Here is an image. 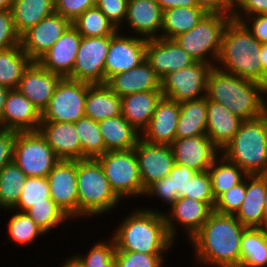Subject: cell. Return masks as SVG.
<instances>
[{"instance_id":"1","label":"cell","mask_w":267,"mask_h":267,"mask_svg":"<svg viewBox=\"0 0 267 267\" xmlns=\"http://www.w3.org/2000/svg\"><path fill=\"white\" fill-rule=\"evenodd\" d=\"M246 229L234 215L213 210L189 240L196 262L205 267H240L241 237Z\"/></svg>"},{"instance_id":"2","label":"cell","mask_w":267,"mask_h":267,"mask_svg":"<svg viewBox=\"0 0 267 267\" xmlns=\"http://www.w3.org/2000/svg\"><path fill=\"white\" fill-rule=\"evenodd\" d=\"M115 230L111 236L115 251L164 255L175 244L168 234L164 214L150 207L136 208Z\"/></svg>"},{"instance_id":"3","label":"cell","mask_w":267,"mask_h":267,"mask_svg":"<svg viewBox=\"0 0 267 267\" xmlns=\"http://www.w3.org/2000/svg\"><path fill=\"white\" fill-rule=\"evenodd\" d=\"M206 97L224 105L243 120L264 115L265 86L213 66L207 79Z\"/></svg>"},{"instance_id":"4","label":"cell","mask_w":267,"mask_h":267,"mask_svg":"<svg viewBox=\"0 0 267 267\" xmlns=\"http://www.w3.org/2000/svg\"><path fill=\"white\" fill-rule=\"evenodd\" d=\"M261 47L262 44L241 21L231 18L224 28L215 67L240 78L263 84Z\"/></svg>"},{"instance_id":"5","label":"cell","mask_w":267,"mask_h":267,"mask_svg":"<svg viewBox=\"0 0 267 267\" xmlns=\"http://www.w3.org/2000/svg\"><path fill=\"white\" fill-rule=\"evenodd\" d=\"M221 154L246 174H267V117L244 120Z\"/></svg>"},{"instance_id":"6","label":"cell","mask_w":267,"mask_h":267,"mask_svg":"<svg viewBox=\"0 0 267 267\" xmlns=\"http://www.w3.org/2000/svg\"><path fill=\"white\" fill-rule=\"evenodd\" d=\"M77 191L79 219L108 214L122 201L112 190L97 159L77 160Z\"/></svg>"},{"instance_id":"7","label":"cell","mask_w":267,"mask_h":267,"mask_svg":"<svg viewBox=\"0 0 267 267\" xmlns=\"http://www.w3.org/2000/svg\"><path fill=\"white\" fill-rule=\"evenodd\" d=\"M231 18V15L208 13L191 30L181 33L173 39L196 62L215 66L221 48L224 28Z\"/></svg>"},{"instance_id":"8","label":"cell","mask_w":267,"mask_h":267,"mask_svg":"<svg viewBox=\"0 0 267 267\" xmlns=\"http://www.w3.org/2000/svg\"><path fill=\"white\" fill-rule=\"evenodd\" d=\"M97 160L112 190L121 200L140 195L144 197L146 190L143 188L134 149L107 151Z\"/></svg>"},{"instance_id":"9","label":"cell","mask_w":267,"mask_h":267,"mask_svg":"<svg viewBox=\"0 0 267 267\" xmlns=\"http://www.w3.org/2000/svg\"><path fill=\"white\" fill-rule=\"evenodd\" d=\"M59 160L39 131H17L13 161L27 177H47Z\"/></svg>"},{"instance_id":"10","label":"cell","mask_w":267,"mask_h":267,"mask_svg":"<svg viewBox=\"0 0 267 267\" xmlns=\"http://www.w3.org/2000/svg\"><path fill=\"white\" fill-rule=\"evenodd\" d=\"M88 88L89 83L62 78L42 113V121L75 123L85 117Z\"/></svg>"},{"instance_id":"11","label":"cell","mask_w":267,"mask_h":267,"mask_svg":"<svg viewBox=\"0 0 267 267\" xmlns=\"http://www.w3.org/2000/svg\"><path fill=\"white\" fill-rule=\"evenodd\" d=\"M212 64L195 62L181 70L166 74L161 79L163 97L183 102L206 96L207 79Z\"/></svg>"},{"instance_id":"12","label":"cell","mask_w":267,"mask_h":267,"mask_svg":"<svg viewBox=\"0 0 267 267\" xmlns=\"http://www.w3.org/2000/svg\"><path fill=\"white\" fill-rule=\"evenodd\" d=\"M110 36L82 37L72 73L67 77L89 84H105V61Z\"/></svg>"},{"instance_id":"13","label":"cell","mask_w":267,"mask_h":267,"mask_svg":"<svg viewBox=\"0 0 267 267\" xmlns=\"http://www.w3.org/2000/svg\"><path fill=\"white\" fill-rule=\"evenodd\" d=\"M117 30L110 36L109 51L105 61V83L114 75L139 66L146 58L147 39ZM133 35V36H131Z\"/></svg>"},{"instance_id":"14","label":"cell","mask_w":267,"mask_h":267,"mask_svg":"<svg viewBox=\"0 0 267 267\" xmlns=\"http://www.w3.org/2000/svg\"><path fill=\"white\" fill-rule=\"evenodd\" d=\"M50 198L68 216L78 218L77 160L60 159L49 172Z\"/></svg>"},{"instance_id":"15","label":"cell","mask_w":267,"mask_h":267,"mask_svg":"<svg viewBox=\"0 0 267 267\" xmlns=\"http://www.w3.org/2000/svg\"><path fill=\"white\" fill-rule=\"evenodd\" d=\"M143 188L168 176L175 165L171 145L150 144L140 139L134 147Z\"/></svg>"},{"instance_id":"16","label":"cell","mask_w":267,"mask_h":267,"mask_svg":"<svg viewBox=\"0 0 267 267\" xmlns=\"http://www.w3.org/2000/svg\"><path fill=\"white\" fill-rule=\"evenodd\" d=\"M170 212L161 211L165 217L168 234L175 241L176 228L183 227L188 239L202 227L213 209L206 203L186 197H179L169 208ZM178 226H176L177 224Z\"/></svg>"},{"instance_id":"17","label":"cell","mask_w":267,"mask_h":267,"mask_svg":"<svg viewBox=\"0 0 267 267\" xmlns=\"http://www.w3.org/2000/svg\"><path fill=\"white\" fill-rule=\"evenodd\" d=\"M160 80L168 73L193 65L196 61L174 39H147L146 58Z\"/></svg>"},{"instance_id":"18","label":"cell","mask_w":267,"mask_h":267,"mask_svg":"<svg viewBox=\"0 0 267 267\" xmlns=\"http://www.w3.org/2000/svg\"><path fill=\"white\" fill-rule=\"evenodd\" d=\"M70 25L68 19L57 13L43 18L20 37L23 51L32 61H37Z\"/></svg>"},{"instance_id":"19","label":"cell","mask_w":267,"mask_h":267,"mask_svg":"<svg viewBox=\"0 0 267 267\" xmlns=\"http://www.w3.org/2000/svg\"><path fill=\"white\" fill-rule=\"evenodd\" d=\"M62 78L59 74L43 68L37 61H32L24 70L17 90L42 114Z\"/></svg>"},{"instance_id":"20","label":"cell","mask_w":267,"mask_h":267,"mask_svg":"<svg viewBox=\"0 0 267 267\" xmlns=\"http://www.w3.org/2000/svg\"><path fill=\"white\" fill-rule=\"evenodd\" d=\"M175 164H182L196 172L208 171L221 151L207 135L176 138L171 144Z\"/></svg>"},{"instance_id":"21","label":"cell","mask_w":267,"mask_h":267,"mask_svg":"<svg viewBox=\"0 0 267 267\" xmlns=\"http://www.w3.org/2000/svg\"><path fill=\"white\" fill-rule=\"evenodd\" d=\"M179 114L180 103L162 97L150 122L141 132V139L150 144L171 145L176 139Z\"/></svg>"},{"instance_id":"22","label":"cell","mask_w":267,"mask_h":267,"mask_svg":"<svg viewBox=\"0 0 267 267\" xmlns=\"http://www.w3.org/2000/svg\"><path fill=\"white\" fill-rule=\"evenodd\" d=\"M42 121L40 111L17 89L9 90L0 129L15 131H38Z\"/></svg>"},{"instance_id":"23","label":"cell","mask_w":267,"mask_h":267,"mask_svg":"<svg viewBox=\"0 0 267 267\" xmlns=\"http://www.w3.org/2000/svg\"><path fill=\"white\" fill-rule=\"evenodd\" d=\"M80 44L81 35L71 24L37 62L52 73L68 77L73 71Z\"/></svg>"},{"instance_id":"24","label":"cell","mask_w":267,"mask_h":267,"mask_svg":"<svg viewBox=\"0 0 267 267\" xmlns=\"http://www.w3.org/2000/svg\"><path fill=\"white\" fill-rule=\"evenodd\" d=\"M162 16L163 11L155 0H129L124 23L137 37L155 39L160 38Z\"/></svg>"},{"instance_id":"25","label":"cell","mask_w":267,"mask_h":267,"mask_svg":"<svg viewBox=\"0 0 267 267\" xmlns=\"http://www.w3.org/2000/svg\"><path fill=\"white\" fill-rule=\"evenodd\" d=\"M38 131L59 159L81 160V144L74 123L41 121Z\"/></svg>"},{"instance_id":"26","label":"cell","mask_w":267,"mask_h":267,"mask_svg":"<svg viewBox=\"0 0 267 267\" xmlns=\"http://www.w3.org/2000/svg\"><path fill=\"white\" fill-rule=\"evenodd\" d=\"M106 84L119 97L137 92L161 90V80L146 60L129 71L112 76Z\"/></svg>"},{"instance_id":"27","label":"cell","mask_w":267,"mask_h":267,"mask_svg":"<svg viewBox=\"0 0 267 267\" xmlns=\"http://www.w3.org/2000/svg\"><path fill=\"white\" fill-rule=\"evenodd\" d=\"M243 121L224 105L207 98L206 135L220 151L232 140Z\"/></svg>"},{"instance_id":"28","label":"cell","mask_w":267,"mask_h":267,"mask_svg":"<svg viewBox=\"0 0 267 267\" xmlns=\"http://www.w3.org/2000/svg\"><path fill=\"white\" fill-rule=\"evenodd\" d=\"M265 174L246 176V194L234 215L247 228H263Z\"/></svg>"},{"instance_id":"29","label":"cell","mask_w":267,"mask_h":267,"mask_svg":"<svg viewBox=\"0 0 267 267\" xmlns=\"http://www.w3.org/2000/svg\"><path fill=\"white\" fill-rule=\"evenodd\" d=\"M162 97L161 90L125 95L121 97V115L141 133L150 122Z\"/></svg>"},{"instance_id":"30","label":"cell","mask_w":267,"mask_h":267,"mask_svg":"<svg viewBox=\"0 0 267 267\" xmlns=\"http://www.w3.org/2000/svg\"><path fill=\"white\" fill-rule=\"evenodd\" d=\"M98 127L103 137L105 152L134 149L141 139V133L122 115L98 121Z\"/></svg>"},{"instance_id":"31","label":"cell","mask_w":267,"mask_h":267,"mask_svg":"<svg viewBox=\"0 0 267 267\" xmlns=\"http://www.w3.org/2000/svg\"><path fill=\"white\" fill-rule=\"evenodd\" d=\"M121 115V97L105 84H89L85 101V116L94 121Z\"/></svg>"},{"instance_id":"32","label":"cell","mask_w":267,"mask_h":267,"mask_svg":"<svg viewBox=\"0 0 267 267\" xmlns=\"http://www.w3.org/2000/svg\"><path fill=\"white\" fill-rule=\"evenodd\" d=\"M11 15L14 28L21 37L43 18L55 13L54 0H13Z\"/></svg>"},{"instance_id":"33","label":"cell","mask_w":267,"mask_h":267,"mask_svg":"<svg viewBox=\"0 0 267 267\" xmlns=\"http://www.w3.org/2000/svg\"><path fill=\"white\" fill-rule=\"evenodd\" d=\"M207 97L180 102L176 138L206 135Z\"/></svg>"},{"instance_id":"34","label":"cell","mask_w":267,"mask_h":267,"mask_svg":"<svg viewBox=\"0 0 267 267\" xmlns=\"http://www.w3.org/2000/svg\"><path fill=\"white\" fill-rule=\"evenodd\" d=\"M208 12L201 7H176L163 11L160 37L173 39L195 27Z\"/></svg>"},{"instance_id":"35","label":"cell","mask_w":267,"mask_h":267,"mask_svg":"<svg viewBox=\"0 0 267 267\" xmlns=\"http://www.w3.org/2000/svg\"><path fill=\"white\" fill-rule=\"evenodd\" d=\"M31 62L21 44L0 50V85L10 90L17 89L24 70Z\"/></svg>"},{"instance_id":"36","label":"cell","mask_w":267,"mask_h":267,"mask_svg":"<svg viewBox=\"0 0 267 267\" xmlns=\"http://www.w3.org/2000/svg\"><path fill=\"white\" fill-rule=\"evenodd\" d=\"M240 267H267V229L247 228L244 231Z\"/></svg>"},{"instance_id":"37","label":"cell","mask_w":267,"mask_h":267,"mask_svg":"<svg viewBox=\"0 0 267 267\" xmlns=\"http://www.w3.org/2000/svg\"><path fill=\"white\" fill-rule=\"evenodd\" d=\"M212 193L216 200L221 194L241 183L246 174L238 165L219 155L208 169Z\"/></svg>"},{"instance_id":"38","label":"cell","mask_w":267,"mask_h":267,"mask_svg":"<svg viewBox=\"0 0 267 267\" xmlns=\"http://www.w3.org/2000/svg\"><path fill=\"white\" fill-rule=\"evenodd\" d=\"M26 179L14 161L0 170V208L10 211L16 206Z\"/></svg>"},{"instance_id":"39","label":"cell","mask_w":267,"mask_h":267,"mask_svg":"<svg viewBox=\"0 0 267 267\" xmlns=\"http://www.w3.org/2000/svg\"><path fill=\"white\" fill-rule=\"evenodd\" d=\"M74 124L81 144V160L102 156L105 153V145L98 122L85 116Z\"/></svg>"},{"instance_id":"40","label":"cell","mask_w":267,"mask_h":267,"mask_svg":"<svg viewBox=\"0 0 267 267\" xmlns=\"http://www.w3.org/2000/svg\"><path fill=\"white\" fill-rule=\"evenodd\" d=\"M71 24L82 37L112 36L118 30L97 6L88 8Z\"/></svg>"},{"instance_id":"41","label":"cell","mask_w":267,"mask_h":267,"mask_svg":"<svg viewBox=\"0 0 267 267\" xmlns=\"http://www.w3.org/2000/svg\"><path fill=\"white\" fill-rule=\"evenodd\" d=\"M8 237L12 242L21 246L32 244L38 237L46 233L30 218L26 212L13 211V215L7 223Z\"/></svg>"},{"instance_id":"42","label":"cell","mask_w":267,"mask_h":267,"mask_svg":"<svg viewBox=\"0 0 267 267\" xmlns=\"http://www.w3.org/2000/svg\"><path fill=\"white\" fill-rule=\"evenodd\" d=\"M47 199H51L47 177H27L20 198L11 211L26 212L34 204L47 203Z\"/></svg>"},{"instance_id":"43","label":"cell","mask_w":267,"mask_h":267,"mask_svg":"<svg viewBox=\"0 0 267 267\" xmlns=\"http://www.w3.org/2000/svg\"><path fill=\"white\" fill-rule=\"evenodd\" d=\"M26 213L45 233H50L53 228L70 221L52 199H47V203L32 205Z\"/></svg>"},{"instance_id":"44","label":"cell","mask_w":267,"mask_h":267,"mask_svg":"<svg viewBox=\"0 0 267 267\" xmlns=\"http://www.w3.org/2000/svg\"><path fill=\"white\" fill-rule=\"evenodd\" d=\"M115 242L112 237L91 246L86 256L75 254L84 267H115Z\"/></svg>"},{"instance_id":"45","label":"cell","mask_w":267,"mask_h":267,"mask_svg":"<svg viewBox=\"0 0 267 267\" xmlns=\"http://www.w3.org/2000/svg\"><path fill=\"white\" fill-rule=\"evenodd\" d=\"M180 197L206 202L213 209L216 200L212 193L209 172H196L193 177L189 178L186 186V193H183Z\"/></svg>"},{"instance_id":"46","label":"cell","mask_w":267,"mask_h":267,"mask_svg":"<svg viewBox=\"0 0 267 267\" xmlns=\"http://www.w3.org/2000/svg\"><path fill=\"white\" fill-rule=\"evenodd\" d=\"M115 267H164V255H149L132 251H115ZM164 260V261H163Z\"/></svg>"},{"instance_id":"47","label":"cell","mask_w":267,"mask_h":267,"mask_svg":"<svg viewBox=\"0 0 267 267\" xmlns=\"http://www.w3.org/2000/svg\"><path fill=\"white\" fill-rule=\"evenodd\" d=\"M246 194V177L238 185L221 194L215 201L213 210L222 214L235 215Z\"/></svg>"},{"instance_id":"48","label":"cell","mask_w":267,"mask_h":267,"mask_svg":"<svg viewBox=\"0 0 267 267\" xmlns=\"http://www.w3.org/2000/svg\"><path fill=\"white\" fill-rule=\"evenodd\" d=\"M129 0H96V6L107 16L118 29L122 28L127 17ZM121 25V26H120Z\"/></svg>"},{"instance_id":"49","label":"cell","mask_w":267,"mask_h":267,"mask_svg":"<svg viewBox=\"0 0 267 267\" xmlns=\"http://www.w3.org/2000/svg\"><path fill=\"white\" fill-rule=\"evenodd\" d=\"M55 13L73 22L88 8L96 6V0H54Z\"/></svg>"},{"instance_id":"50","label":"cell","mask_w":267,"mask_h":267,"mask_svg":"<svg viewBox=\"0 0 267 267\" xmlns=\"http://www.w3.org/2000/svg\"><path fill=\"white\" fill-rule=\"evenodd\" d=\"M20 45V36L17 34L10 10H0V50Z\"/></svg>"},{"instance_id":"51","label":"cell","mask_w":267,"mask_h":267,"mask_svg":"<svg viewBox=\"0 0 267 267\" xmlns=\"http://www.w3.org/2000/svg\"><path fill=\"white\" fill-rule=\"evenodd\" d=\"M144 196L148 198L151 196L162 199L161 202H166V205L171 206L178 198V193H173L172 177L165 176L159 181H155L145 191Z\"/></svg>"},{"instance_id":"52","label":"cell","mask_w":267,"mask_h":267,"mask_svg":"<svg viewBox=\"0 0 267 267\" xmlns=\"http://www.w3.org/2000/svg\"><path fill=\"white\" fill-rule=\"evenodd\" d=\"M267 13V0H233L232 18H246Z\"/></svg>"},{"instance_id":"53","label":"cell","mask_w":267,"mask_h":267,"mask_svg":"<svg viewBox=\"0 0 267 267\" xmlns=\"http://www.w3.org/2000/svg\"><path fill=\"white\" fill-rule=\"evenodd\" d=\"M233 19L241 21L261 44L267 43V13Z\"/></svg>"},{"instance_id":"54","label":"cell","mask_w":267,"mask_h":267,"mask_svg":"<svg viewBox=\"0 0 267 267\" xmlns=\"http://www.w3.org/2000/svg\"><path fill=\"white\" fill-rule=\"evenodd\" d=\"M17 131L0 129V170L14 158Z\"/></svg>"},{"instance_id":"55","label":"cell","mask_w":267,"mask_h":267,"mask_svg":"<svg viewBox=\"0 0 267 267\" xmlns=\"http://www.w3.org/2000/svg\"><path fill=\"white\" fill-rule=\"evenodd\" d=\"M196 171L182 164H175L170 172L172 177L173 193H178L180 197L186 193V186L189 178L193 177Z\"/></svg>"},{"instance_id":"56","label":"cell","mask_w":267,"mask_h":267,"mask_svg":"<svg viewBox=\"0 0 267 267\" xmlns=\"http://www.w3.org/2000/svg\"><path fill=\"white\" fill-rule=\"evenodd\" d=\"M196 5L205 9L208 13H221L231 15V0H194Z\"/></svg>"},{"instance_id":"57","label":"cell","mask_w":267,"mask_h":267,"mask_svg":"<svg viewBox=\"0 0 267 267\" xmlns=\"http://www.w3.org/2000/svg\"><path fill=\"white\" fill-rule=\"evenodd\" d=\"M155 1L160 6L162 11L176 7H199L196 5L194 0H155Z\"/></svg>"},{"instance_id":"58","label":"cell","mask_w":267,"mask_h":267,"mask_svg":"<svg viewBox=\"0 0 267 267\" xmlns=\"http://www.w3.org/2000/svg\"><path fill=\"white\" fill-rule=\"evenodd\" d=\"M260 58L263 67V85L267 86V43L262 44Z\"/></svg>"},{"instance_id":"59","label":"cell","mask_w":267,"mask_h":267,"mask_svg":"<svg viewBox=\"0 0 267 267\" xmlns=\"http://www.w3.org/2000/svg\"><path fill=\"white\" fill-rule=\"evenodd\" d=\"M61 267H84L81 261L76 256L66 258V261L61 263Z\"/></svg>"},{"instance_id":"60","label":"cell","mask_w":267,"mask_h":267,"mask_svg":"<svg viewBox=\"0 0 267 267\" xmlns=\"http://www.w3.org/2000/svg\"><path fill=\"white\" fill-rule=\"evenodd\" d=\"M9 90L10 89H8L7 87L0 85V118H1L3 111H4L5 100H6V96L9 92Z\"/></svg>"},{"instance_id":"61","label":"cell","mask_w":267,"mask_h":267,"mask_svg":"<svg viewBox=\"0 0 267 267\" xmlns=\"http://www.w3.org/2000/svg\"><path fill=\"white\" fill-rule=\"evenodd\" d=\"M263 228L267 229V174H265V199H264V220Z\"/></svg>"},{"instance_id":"62","label":"cell","mask_w":267,"mask_h":267,"mask_svg":"<svg viewBox=\"0 0 267 267\" xmlns=\"http://www.w3.org/2000/svg\"><path fill=\"white\" fill-rule=\"evenodd\" d=\"M13 0H0V10H10Z\"/></svg>"},{"instance_id":"63","label":"cell","mask_w":267,"mask_h":267,"mask_svg":"<svg viewBox=\"0 0 267 267\" xmlns=\"http://www.w3.org/2000/svg\"><path fill=\"white\" fill-rule=\"evenodd\" d=\"M264 115L267 117V86H265Z\"/></svg>"}]
</instances>
